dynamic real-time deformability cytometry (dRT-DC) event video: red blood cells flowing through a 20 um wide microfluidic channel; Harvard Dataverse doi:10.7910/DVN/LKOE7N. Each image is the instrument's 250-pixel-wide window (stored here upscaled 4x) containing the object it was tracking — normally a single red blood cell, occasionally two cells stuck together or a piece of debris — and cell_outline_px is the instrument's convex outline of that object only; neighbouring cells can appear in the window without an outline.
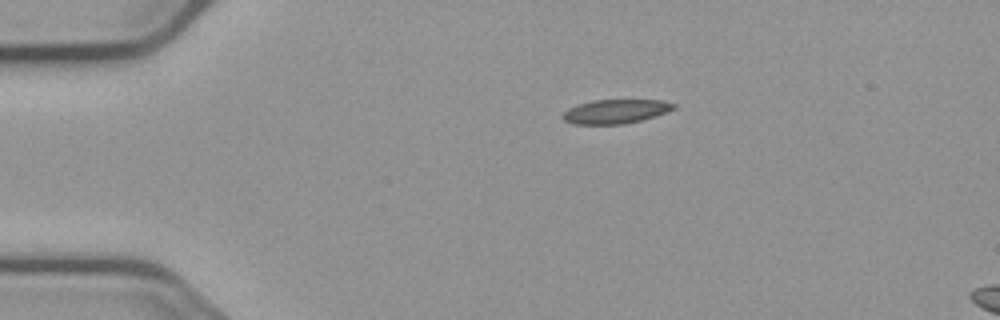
{"species": "common noctule bat (a hibernating species)", "species_latin": "Nyctalus noctula", "temperature_condition": "cold", "stored_images_in_passage": 6, "camera_frame_rate_fps": 3000, "um_per_image_px": 0.085, "animal": {"sex": "male", "body_mass_g": 23.1, "forearm_length_mm": 52.7}, "frame": {"image": 1, "passage_image": 1, "time_ms": 0.0, "image_size_px": [1000, 320], "cell_outline_px": [[676, 108], [668, 112], [656, 116], [624, 124], [572, 124], [564, 120], [560, 116], [568, 108], [592, 100], [660, 100], [676, 104]], "centroid_in_image_um": [52.33, 9.47], "position_along_channel_um": 32.7, "area_um2": 15.61}}